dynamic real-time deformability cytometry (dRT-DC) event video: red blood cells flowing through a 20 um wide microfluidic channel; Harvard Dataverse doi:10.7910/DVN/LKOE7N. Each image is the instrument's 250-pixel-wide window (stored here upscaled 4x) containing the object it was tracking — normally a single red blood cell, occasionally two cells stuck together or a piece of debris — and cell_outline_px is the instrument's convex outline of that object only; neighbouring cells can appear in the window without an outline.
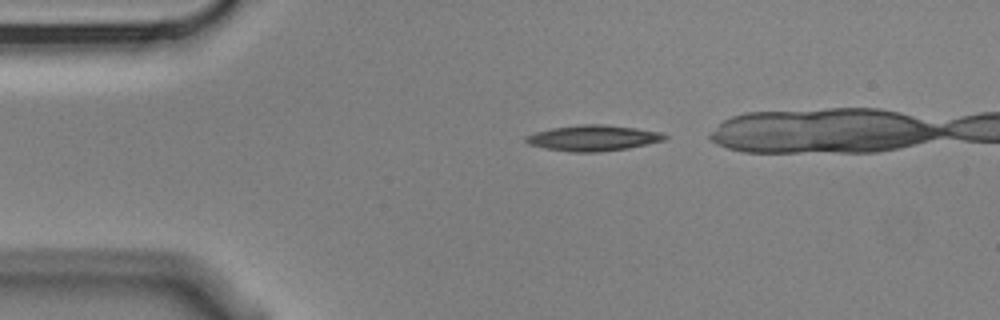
{"species": "Egyptian fruit bat (a non-hibernating species)", "species_latin": "Rousettus aegyptiacus", "temperature_condition": "cold", "stored_images_in_passage": 12, "camera_frame_rate_fps": 3000, "um_per_image_px": 0.085, "animal": {"sex": "male"}, "frame": {"image": 1, "passage_image": 1, "time_ms": 0.0, "image_size_px": [1000, 320], "cell_outline_px": [[668, 136], [664, 140], [628, 148], [600, 152], [568, 152], [544, 148], [528, 144], [524, 140], [524, 136], [536, 132], [552, 128], [580, 124], [604, 124], [636, 128], [660, 132]], "centroid_in_image_um": [50.37, 11.73], "position_along_channel_um": 34.6, "area_um2": 20.87}}